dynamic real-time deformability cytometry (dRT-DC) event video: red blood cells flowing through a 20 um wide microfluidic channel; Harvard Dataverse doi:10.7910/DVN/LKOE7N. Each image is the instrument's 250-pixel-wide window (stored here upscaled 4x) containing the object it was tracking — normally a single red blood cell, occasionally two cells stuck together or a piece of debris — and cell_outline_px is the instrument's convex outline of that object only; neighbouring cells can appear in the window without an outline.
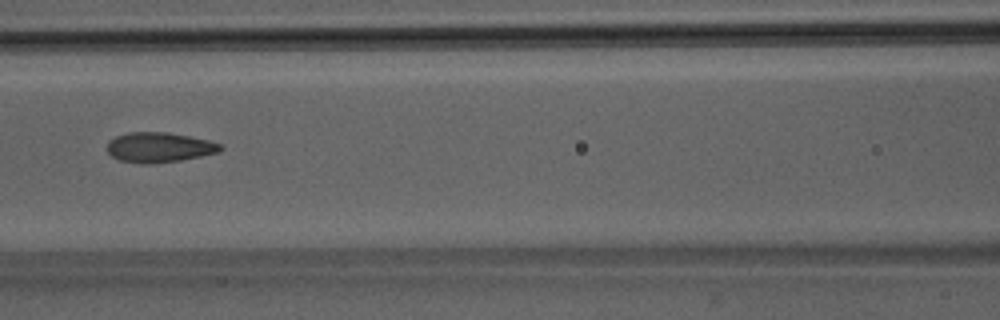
{"species": "Egyptian fruit bat (a non-hibernating species)", "species_latin": "Rousettus aegyptiacus", "temperature_condition": "room temperature", "stored_images_in_passage": 6, "camera_frame_rate_fps": 3000, "um_per_image_px": 0.085, "animal": {"sex": "male"}, "frame": {"image": 1, "passage_image": 6, "time_ms": 6.667, "image_size_px": [1000, 320], "cell_outline_px": [[224, 148], [220, 152], [180, 160], [152, 164], [140, 164], [120, 160], [112, 156], [108, 152], [108, 140], [116, 136], [128, 132], [168, 132], [208, 140], [220, 144]], "centroid_in_image_um": [13.52, 12.52], "position_along_channel_um": 153.1, "area_um2": 19.83}}